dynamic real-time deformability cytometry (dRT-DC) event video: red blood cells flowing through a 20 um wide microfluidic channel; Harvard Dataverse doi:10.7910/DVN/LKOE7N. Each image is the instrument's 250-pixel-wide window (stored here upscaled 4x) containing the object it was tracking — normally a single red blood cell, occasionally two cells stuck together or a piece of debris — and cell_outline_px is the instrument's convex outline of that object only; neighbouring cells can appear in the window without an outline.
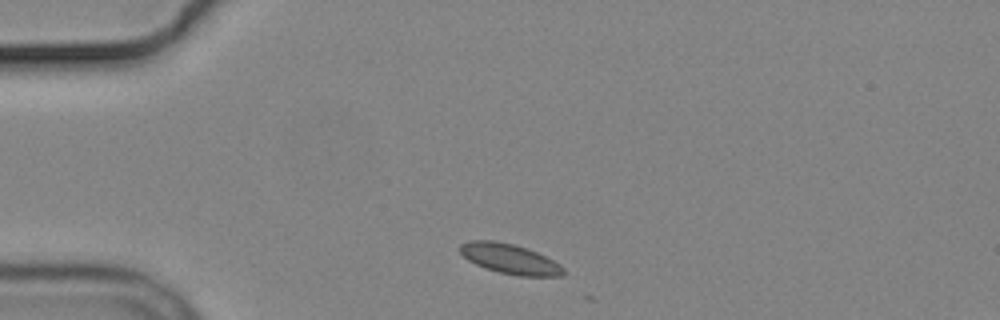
{"species": "common noctule bat (a hibernating species)", "species_latin": "Nyctalus noctula", "temperature_condition": "cold", "stored_images_in_passage": 2, "camera_frame_rate_fps": 3000, "um_per_image_px": 0.085, "animal": {"sex": "male", "body_mass_g": 19.2, "forearm_length_mm": 51.8}, "frame": {"image": 1, "passage_image": 1, "time_ms": 0.0, "image_size_px": [1000, 320], "cell_outline_px": [[564, 272], [560, 276], [520, 276], [500, 272], [484, 268], [468, 260], [460, 252], [460, 244], [472, 240], [492, 240], [512, 244], [536, 252], [560, 264], [564, 268]], "centroid_in_image_um": [43.31, 22.01], "position_along_channel_um": 41.7, "area_um2": 17.74}}